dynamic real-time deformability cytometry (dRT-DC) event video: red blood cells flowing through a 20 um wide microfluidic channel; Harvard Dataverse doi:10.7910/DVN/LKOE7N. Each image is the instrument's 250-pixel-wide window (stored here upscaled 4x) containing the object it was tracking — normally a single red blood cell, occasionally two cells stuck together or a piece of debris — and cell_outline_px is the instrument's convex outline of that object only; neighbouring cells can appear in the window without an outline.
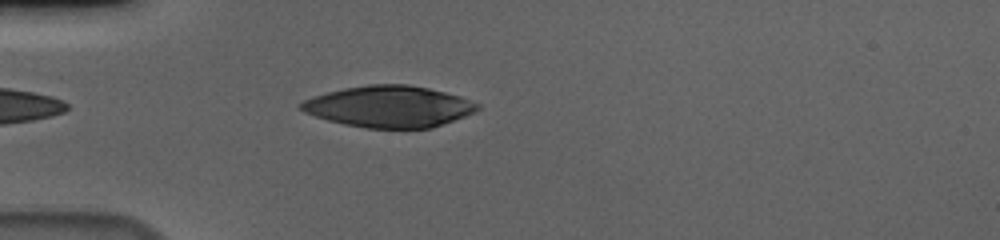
{"species": "human", "species_latin": "Homo sapiens", "temperature_condition": "cold", "stored_images_in_passage": 43, "camera_frame_rate_fps": 3000, "um_per_image_px": 0.085, "donor": {"sex": "male"}, "frame": {"image": 1, "passage_image": 3, "time_ms": 0.667, "image_size_px": [1000, 240], "cell_outline_px": [[480, 108], [476, 112], [432, 128], [368, 128], [344, 124], [328, 120], [304, 112], [296, 104], [312, 96], [344, 88], [368, 84], [408, 84], [428, 88], [460, 96], [480, 104]], "centroid_in_image_um": [33.07, 9.05], "position_along_channel_um": 51.9, "area_um2": 42.66}}
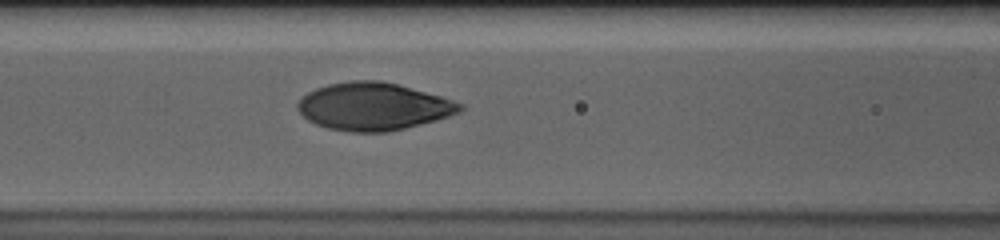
{"frame": {"image": 2, "passage_image": 11, "time_ms": 3.333, "image_size_px": [1000, 240], "cell_outline_px": [[464, 108], [460, 112], [436, 120], [388, 132], [352, 132], [328, 128], [316, 124], [308, 120], [296, 108], [296, 104], [308, 92], [316, 88], [328, 84], [352, 80], [380, 80], [396, 84], [440, 96], [464, 104]], "centroid_in_image_um": [31.73, 9.05], "position_along_channel_um": 134.9, "area_um2": 44.74}}
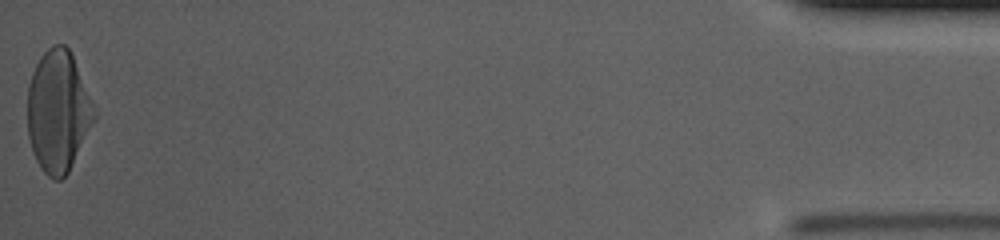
{"frame": {"image": 3, "passage_image": 43, "time_ms": 14.0, "image_size_px": [1000, 240], "cell_outline_px": [[96, 116], [68, 172], [60, 180], [52, 180], [40, 168], [32, 152], [28, 136], [28, 88], [32, 72], [40, 56], [52, 44], [64, 44], [68, 48], [72, 56], [92, 104]], "centroid_in_image_um": [4.9, 9.48], "position_along_channel_um": 430.3, "area_um2": 46.47}, "authors_computed_cell_mechanics": {"area_um2": 45.373, "velocity_mm_per_s": 3.6245, "shape_relaxation_time_tau1_ms": 3.9491, "shape_relaxation_time_tau2_ms": null, "deformation_change_tau1": 0.2074, "deformation_change_tau2": null}}